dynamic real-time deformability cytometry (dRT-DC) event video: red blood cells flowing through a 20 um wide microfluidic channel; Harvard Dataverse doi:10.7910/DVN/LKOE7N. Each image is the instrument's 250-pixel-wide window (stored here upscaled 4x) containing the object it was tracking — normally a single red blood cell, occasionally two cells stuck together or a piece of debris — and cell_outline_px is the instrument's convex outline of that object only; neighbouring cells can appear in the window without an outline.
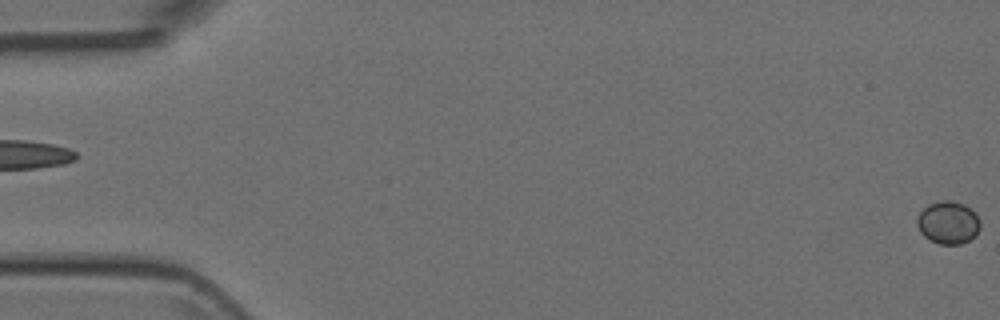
{"species": "Egyptian fruit bat (a non-hibernating species)", "species_latin": "Rousettus aegyptiacus", "temperature_condition": "room temperature", "stored_images_in_passage": 5, "segment_of_instrument_passage": [2, 2], "camera_frame_rate_fps": 3000, "um_per_image_px": 0.085, "animal": {"sex": "female"}, "frame": {"image": 1, "passage_image": 5, "time_ms": 1.333, "image_size_px": [1000, 320], "cell_outline_px": [[980, 228], [976, 236], [960, 244], [940, 244], [928, 240], [920, 232], [916, 224], [916, 220], [920, 212], [928, 204], [940, 200], [952, 200], [964, 204], [980, 220]], "centroid_in_image_um": [80.57, 18.92], "position_along_channel_um": 4.4, "area_um2": 15.78}}